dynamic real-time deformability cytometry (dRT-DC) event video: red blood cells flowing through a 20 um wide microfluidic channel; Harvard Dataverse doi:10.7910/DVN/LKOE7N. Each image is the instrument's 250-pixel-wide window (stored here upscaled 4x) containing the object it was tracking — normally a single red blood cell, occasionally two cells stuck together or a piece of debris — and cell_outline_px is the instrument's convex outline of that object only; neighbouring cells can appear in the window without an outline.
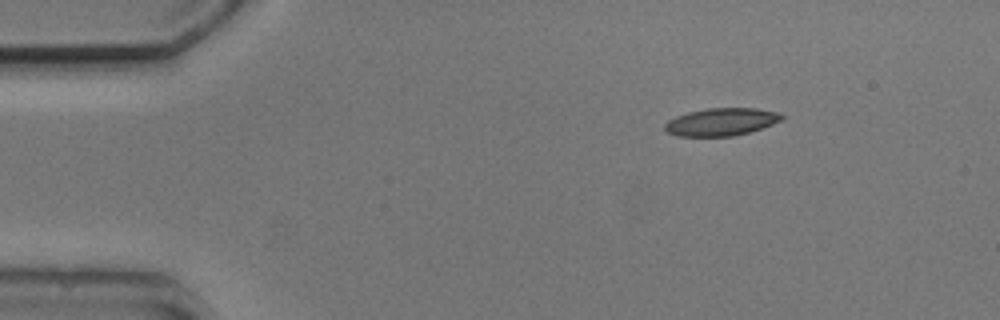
{"species": "common noctule bat (a hibernating species)", "species_latin": "Nyctalus noctula", "temperature_condition": "cold", "stored_images_in_passage": 3, "camera_frame_rate_fps": 3000, "um_per_image_px": 0.085, "animal": {"sex": "male", "body_mass_g": 20.5, "forearm_length_mm": 52.5}, "frame": {"image": 1, "passage_image": 1, "time_ms": 0.0, "image_size_px": [1000, 320], "cell_outline_px": [[784, 120], [748, 132], [732, 136], [676, 136], [668, 132], [664, 128], [664, 124], [668, 120], [676, 116], [688, 112], [708, 108], [756, 108], [776, 112], [784, 116]], "centroid_in_image_um": [61.29, 10.35], "position_along_channel_um": 23.7, "area_um2": 18.73}}
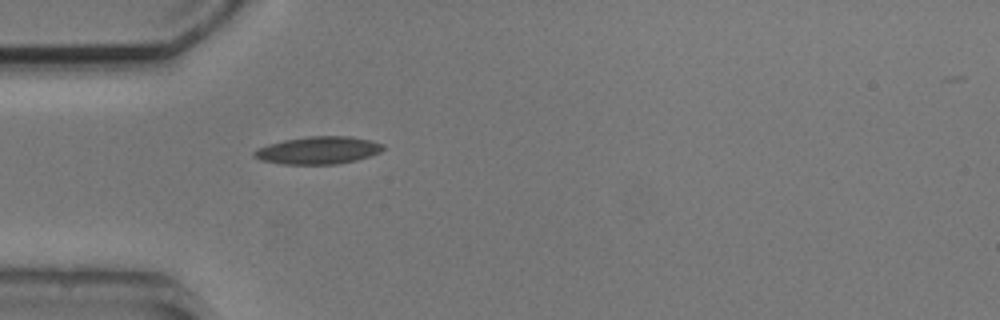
{"frame": {"image": 2, "passage_image": 3, "time_ms": 2.667, "image_size_px": [1000, 320], "cell_outline_px": [[384, 148], [380, 152], [356, 160], [336, 164], [284, 164], [260, 160], [252, 156], [252, 152], [256, 148], [268, 144], [284, 140], [308, 136], [352, 136], [372, 140], [384, 144]], "centroid_in_image_um": [27.03, 12.77], "position_along_channel_um": 58.0, "area_um2": 20.81}}